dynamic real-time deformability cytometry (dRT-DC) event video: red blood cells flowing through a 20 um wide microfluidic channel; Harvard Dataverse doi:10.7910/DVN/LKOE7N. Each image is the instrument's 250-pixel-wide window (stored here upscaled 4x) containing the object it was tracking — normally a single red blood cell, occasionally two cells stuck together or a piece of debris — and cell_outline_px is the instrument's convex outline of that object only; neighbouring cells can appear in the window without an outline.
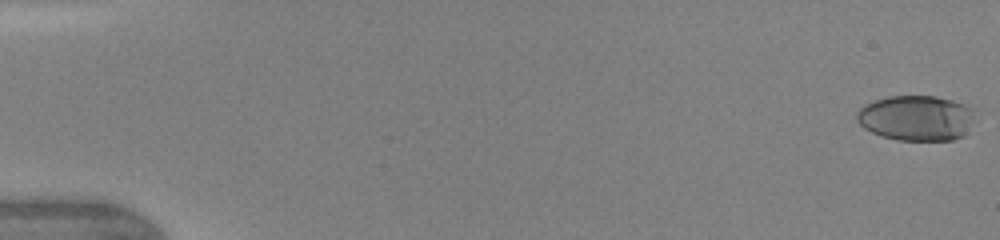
{"species": "human", "species_latin": "Homo sapiens", "temperature_condition": "warm", "stored_images_in_passage": 29, "camera_frame_rate_fps": 3000, "um_per_image_px": 0.085, "donor": {"sex": "female"}, "frame": {"image": 1, "passage_image": 1, "time_ms": 0.0, "image_size_px": [1000, 240], "cell_outline_px": [[976, 120], [964, 136], [952, 140], [896, 140], [880, 136], [864, 128], [856, 120], [856, 112], [860, 108], [876, 100], [888, 96], [936, 96], [952, 100], [976, 108]], "centroid_in_image_um": [77.95, 10.04], "position_along_channel_um": 7.0, "area_um2": 31.73}}